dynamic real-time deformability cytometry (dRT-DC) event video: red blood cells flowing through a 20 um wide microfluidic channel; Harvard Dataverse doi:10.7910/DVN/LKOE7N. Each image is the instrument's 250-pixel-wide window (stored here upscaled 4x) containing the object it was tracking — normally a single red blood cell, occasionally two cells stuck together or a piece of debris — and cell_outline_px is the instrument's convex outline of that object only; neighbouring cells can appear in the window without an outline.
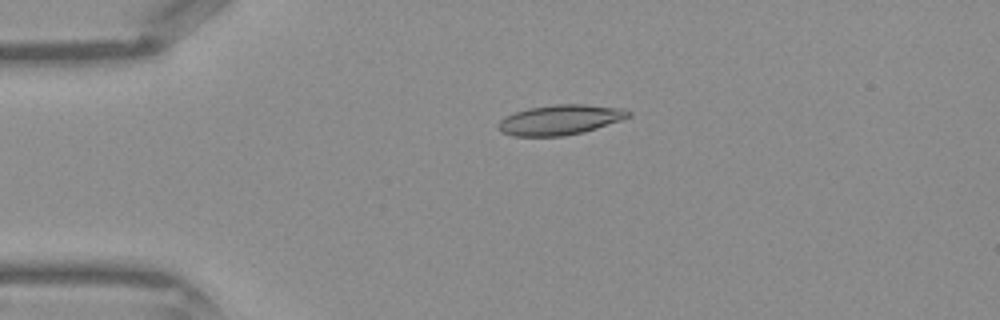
{"species": "Egyptian fruit bat (a non-hibernating species)", "species_latin": "Rousettus aegyptiacus", "temperature_condition": "warm", "stored_images_in_passage": 43, "camera_frame_rate_fps": 3000, "um_per_image_px": 0.085, "frame": {"image": 1, "passage_image": 10, "time_ms": 3.0, "image_size_px": [1000, 320], "cell_outline_px": [[632, 116], [584, 132], [564, 136], [512, 136], [500, 132], [496, 128], [496, 124], [504, 116], [528, 108], [556, 104], [584, 104], [624, 108], [632, 112]], "centroid_in_image_um": [47.58, 10.18], "position_along_channel_um": 37.4, "area_um2": 23.0}}
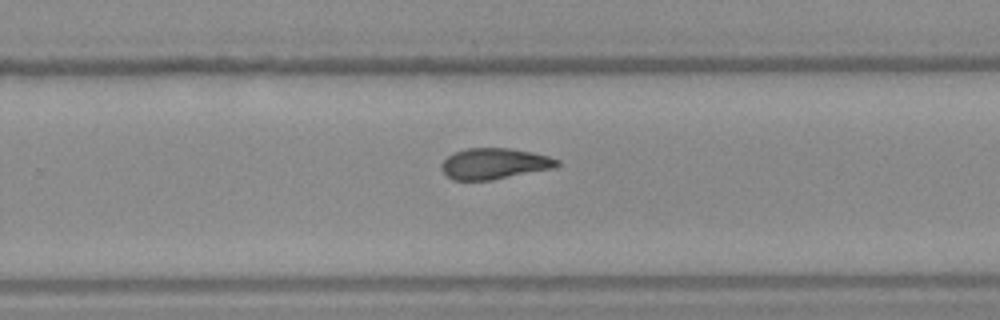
{"frame": {"image": 2, "passage_image": 28, "time_ms": 9.0, "image_size_px": [1000, 320], "cell_outline_px": [[560, 164], [556, 168], [492, 180], [452, 180], [440, 168], [440, 164], [448, 156], [456, 152], [468, 148], [508, 148], [532, 152], [548, 156], [560, 160]], "centroid_in_image_um": [42.05, 13.92], "position_along_channel_um": 287.8, "area_um2": 20.92}}
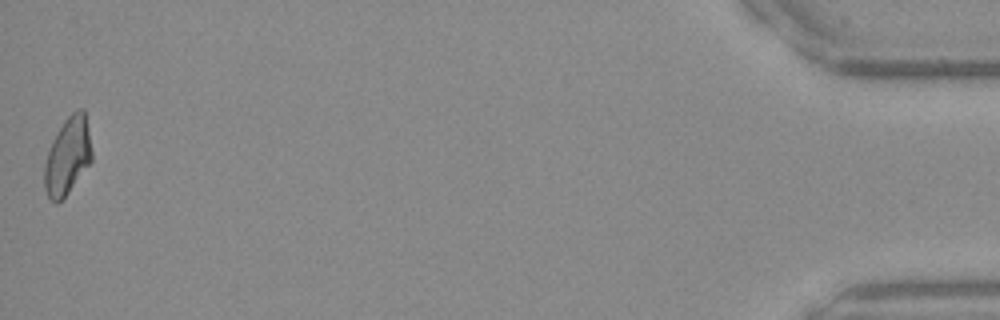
{"frame": {"image": 3, "passage_image": 43, "time_ms": 14.0, "image_size_px": [1000, 320], "cell_outline_px": [[92, 160], [68, 192], [56, 204], [48, 196], [44, 188], [44, 164], [52, 140], [56, 132], [64, 120], [76, 108], [84, 108], [92, 152]], "centroid_in_image_um": [5.74, 13.23], "position_along_channel_um": 429.5, "area_um2": 21.15}}